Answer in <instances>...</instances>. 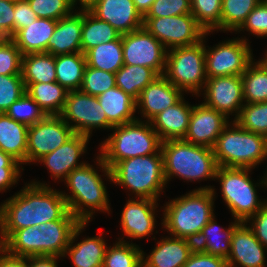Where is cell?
<instances>
[{"label": "cell", "instance_id": "1", "mask_svg": "<svg viewBox=\"0 0 267 267\" xmlns=\"http://www.w3.org/2000/svg\"><path fill=\"white\" fill-rule=\"evenodd\" d=\"M69 211L61 191L49 183L25 184L15 195L0 204V233L3 242L16 230L60 220Z\"/></svg>", "mask_w": 267, "mask_h": 267}, {"label": "cell", "instance_id": "2", "mask_svg": "<svg viewBox=\"0 0 267 267\" xmlns=\"http://www.w3.org/2000/svg\"><path fill=\"white\" fill-rule=\"evenodd\" d=\"M96 159V164L101 172L99 175L93 165L86 162L83 166L72 170L63 180L70 192L61 191L66 199L69 211L81 222L90 223L95 212L102 211L110 214L109 195L103 178L112 183L111 170L105 165L101 156ZM71 193V194H70Z\"/></svg>", "mask_w": 267, "mask_h": 267}, {"label": "cell", "instance_id": "3", "mask_svg": "<svg viewBox=\"0 0 267 267\" xmlns=\"http://www.w3.org/2000/svg\"><path fill=\"white\" fill-rule=\"evenodd\" d=\"M214 186L198 187L183 196L165 203L162 228L170 236L195 242L202 228L212 219L216 188Z\"/></svg>", "mask_w": 267, "mask_h": 267}, {"label": "cell", "instance_id": "4", "mask_svg": "<svg viewBox=\"0 0 267 267\" xmlns=\"http://www.w3.org/2000/svg\"><path fill=\"white\" fill-rule=\"evenodd\" d=\"M111 130L99 145V155L109 169L122 160L162 153V141L150 122L136 119Z\"/></svg>", "mask_w": 267, "mask_h": 267}, {"label": "cell", "instance_id": "5", "mask_svg": "<svg viewBox=\"0 0 267 267\" xmlns=\"http://www.w3.org/2000/svg\"><path fill=\"white\" fill-rule=\"evenodd\" d=\"M161 151L166 183L174 177L188 182L215 181L218 165L212 148L179 139L163 141Z\"/></svg>", "mask_w": 267, "mask_h": 267}, {"label": "cell", "instance_id": "6", "mask_svg": "<svg viewBox=\"0 0 267 267\" xmlns=\"http://www.w3.org/2000/svg\"><path fill=\"white\" fill-rule=\"evenodd\" d=\"M112 182L131 192L133 198L159 201L167 188L162 153L119 161L111 169Z\"/></svg>", "mask_w": 267, "mask_h": 267}, {"label": "cell", "instance_id": "7", "mask_svg": "<svg viewBox=\"0 0 267 267\" xmlns=\"http://www.w3.org/2000/svg\"><path fill=\"white\" fill-rule=\"evenodd\" d=\"M254 169L237 167H220L216 170L215 180L220 183L222 198L232 213L233 219L246 222L254 216L267 201L259 199L257 187L267 188V172L261 180L253 182L250 173ZM263 186V187H262Z\"/></svg>", "mask_w": 267, "mask_h": 267}, {"label": "cell", "instance_id": "8", "mask_svg": "<svg viewBox=\"0 0 267 267\" xmlns=\"http://www.w3.org/2000/svg\"><path fill=\"white\" fill-rule=\"evenodd\" d=\"M213 151L220 167L255 169L267 161V138L231 121L219 135Z\"/></svg>", "mask_w": 267, "mask_h": 267}, {"label": "cell", "instance_id": "9", "mask_svg": "<svg viewBox=\"0 0 267 267\" xmlns=\"http://www.w3.org/2000/svg\"><path fill=\"white\" fill-rule=\"evenodd\" d=\"M164 76L184 93L198 96L207 80L204 37L196 45L168 50Z\"/></svg>", "mask_w": 267, "mask_h": 267}, {"label": "cell", "instance_id": "10", "mask_svg": "<svg viewBox=\"0 0 267 267\" xmlns=\"http://www.w3.org/2000/svg\"><path fill=\"white\" fill-rule=\"evenodd\" d=\"M210 33L213 32H206L204 35L206 77L241 76L254 59L249 40L245 36L233 37L211 48L206 46L205 40Z\"/></svg>", "mask_w": 267, "mask_h": 267}, {"label": "cell", "instance_id": "11", "mask_svg": "<svg viewBox=\"0 0 267 267\" xmlns=\"http://www.w3.org/2000/svg\"><path fill=\"white\" fill-rule=\"evenodd\" d=\"M59 116L74 133L91 137L94 129L111 130L114 126L107 120L104 109L96 96L80 90L69 91Z\"/></svg>", "mask_w": 267, "mask_h": 267}, {"label": "cell", "instance_id": "12", "mask_svg": "<svg viewBox=\"0 0 267 267\" xmlns=\"http://www.w3.org/2000/svg\"><path fill=\"white\" fill-rule=\"evenodd\" d=\"M143 27L160 41L167 51L196 45L206 33L192 14L143 18Z\"/></svg>", "mask_w": 267, "mask_h": 267}, {"label": "cell", "instance_id": "13", "mask_svg": "<svg viewBox=\"0 0 267 267\" xmlns=\"http://www.w3.org/2000/svg\"><path fill=\"white\" fill-rule=\"evenodd\" d=\"M73 129L59 116L46 115L28 126L26 164L37 163L74 135Z\"/></svg>", "mask_w": 267, "mask_h": 267}, {"label": "cell", "instance_id": "14", "mask_svg": "<svg viewBox=\"0 0 267 267\" xmlns=\"http://www.w3.org/2000/svg\"><path fill=\"white\" fill-rule=\"evenodd\" d=\"M124 65H140L164 75L167 50L146 28L122 35Z\"/></svg>", "mask_w": 267, "mask_h": 267}, {"label": "cell", "instance_id": "15", "mask_svg": "<svg viewBox=\"0 0 267 267\" xmlns=\"http://www.w3.org/2000/svg\"><path fill=\"white\" fill-rule=\"evenodd\" d=\"M204 91L199 93L204 97L202 103L225 115L228 119L234 116L235 121L243 107V89L241 76H220L207 78ZM204 92V93H203ZM235 113V114H234Z\"/></svg>", "mask_w": 267, "mask_h": 267}, {"label": "cell", "instance_id": "16", "mask_svg": "<svg viewBox=\"0 0 267 267\" xmlns=\"http://www.w3.org/2000/svg\"><path fill=\"white\" fill-rule=\"evenodd\" d=\"M158 201L148 198H129L123 207L120 225L123 238L143 239L155 234ZM156 211V212H155Z\"/></svg>", "mask_w": 267, "mask_h": 267}, {"label": "cell", "instance_id": "17", "mask_svg": "<svg viewBox=\"0 0 267 267\" xmlns=\"http://www.w3.org/2000/svg\"><path fill=\"white\" fill-rule=\"evenodd\" d=\"M232 119L203 103L193 106L184 141L212 148L224 128Z\"/></svg>", "mask_w": 267, "mask_h": 267}, {"label": "cell", "instance_id": "18", "mask_svg": "<svg viewBox=\"0 0 267 267\" xmlns=\"http://www.w3.org/2000/svg\"><path fill=\"white\" fill-rule=\"evenodd\" d=\"M184 92L175 87L164 75H159L148 84L140 93L136 100V110L145 121L150 122L159 113L175 105ZM140 109V110H139Z\"/></svg>", "mask_w": 267, "mask_h": 267}, {"label": "cell", "instance_id": "19", "mask_svg": "<svg viewBox=\"0 0 267 267\" xmlns=\"http://www.w3.org/2000/svg\"><path fill=\"white\" fill-rule=\"evenodd\" d=\"M265 248L246 222H240L232 233L228 267H267Z\"/></svg>", "mask_w": 267, "mask_h": 267}, {"label": "cell", "instance_id": "20", "mask_svg": "<svg viewBox=\"0 0 267 267\" xmlns=\"http://www.w3.org/2000/svg\"><path fill=\"white\" fill-rule=\"evenodd\" d=\"M89 139L91 138L86 135L75 133L63 145L37 162L38 164H43L49 170L53 180H61L63 182L72 170L86 163L85 161H78L86 153Z\"/></svg>", "mask_w": 267, "mask_h": 267}, {"label": "cell", "instance_id": "21", "mask_svg": "<svg viewBox=\"0 0 267 267\" xmlns=\"http://www.w3.org/2000/svg\"><path fill=\"white\" fill-rule=\"evenodd\" d=\"M88 10L108 22L121 35L143 27V17L133 0H97Z\"/></svg>", "mask_w": 267, "mask_h": 267}, {"label": "cell", "instance_id": "22", "mask_svg": "<svg viewBox=\"0 0 267 267\" xmlns=\"http://www.w3.org/2000/svg\"><path fill=\"white\" fill-rule=\"evenodd\" d=\"M194 249L195 244L191 240L162 237L150 254L146 255L142 250V267H183Z\"/></svg>", "mask_w": 267, "mask_h": 267}, {"label": "cell", "instance_id": "23", "mask_svg": "<svg viewBox=\"0 0 267 267\" xmlns=\"http://www.w3.org/2000/svg\"><path fill=\"white\" fill-rule=\"evenodd\" d=\"M87 224L80 223L74 229L63 258L68 256L74 267H102L108 246L105 238L102 237V232L99 236L84 237L83 240L75 243Z\"/></svg>", "mask_w": 267, "mask_h": 267}, {"label": "cell", "instance_id": "24", "mask_svg": "<svg viewBox=\"0 0 267 267\" xmlns=\"http://www.w3.org/2000/svg\"><path fill=\"white\" fill-rule=\"evenodd\" d=\"M81 222L68 211L60 220L38 225L41 238V255L63 258L74 229Z\"/></svg>", "mask_w": 267, "mask_h": 267}, {"label": "cell", "instance_id": "25", "mask_svg": "<svg viewBox=\"0 0 267 267\" xmlns=\"http://www.w3.org/2000/svg\"><path fill=\"white\" fill-rule=\"evenodd\" d=\"M83 10L76 9L57 21L53 35L48 42V52L53 56L81 52Z\"/></svg>", "mask_w": 267, "mask_h": 267}, {"label": "cell", "instance_id": "26", "mask_svg": "<svg viewBox=\"0 0 267 267\" xmlns=\"http://www.w3.org/2000/svg\"><path fill=\"white\" fill-rule=\"evenodd\" d=\"M194 105L184 96L173 106L159 113L150 123L161 141L184 139Z\"/></svg>", "mask_w": 267, "mask_h": 267}, {"label": "cell", "instance_id": "27", "mask_svg": "<svg viewBox=\"0 0 267 267\" xmlns=\"http://www.w3.org/2000/svg\"><path fill=\"white\" fill-rule=\"evenodd\" d=\"M57 21L37 18L30 25L20 29L11 39L22 55L48 52V42L53 35Z\"/></svg>", "mask_w": 267, "mask_h": 267}, {"label": "cell", "instance_id": "28", "mask_svg": "<svg viewBox=\"0 0 267 267\" xmlns=\"http://www.w3.org/2000/svg\"><path fill=\"white\" fill-rule=\"evenodd\" d=\"M215 217L216 216L214 215L202 228L199 237L194 242L195 248L207 254L227 260V257L230 254L232 233L240 221L234 220V222H231L228 225V228H223L217 224Z\"/></svg>", "mask_w": 267, "mask_h": 267}, {"label": "cell", "instance_id": "29", "mask_svg": "<svg viewBox=\"0 0 267 267\" xmlns=\"http://www.w3.org/2000/svg\"><path fill=\"white\" fill-rule=\"evenodd\" d=\"M107 120L113 125H123L135 121L136 100L117 86L97 96Z\"/></svg>", "mask_w": 267, "mask_h": 267}, {"label": "cell", "instance_id": "30", "mask_svg": "<svg viewBox=\"0 0 267 267\" xmlns=\"http://www.w3.org/2000/svg\"><path fill=\"white\" fill-rule=\"evenodd\" d=\"M28 126L0 113V150L26 165Z\"/></svg>", "mask_w": 267, "mask_h": 267}, {"label": "cell", "instance_id": "31", "mask_svg": "<svg viewBox=\"0 0 267 267\" xmlns=\"http://www.w3.org/2000/svg\"><path fill=\"white\" fill-rule=\"evenodd\" d=\"M21 75L25 84L56 82L55 56L47 52L23 55Z\"/></svg>", "mask_w": 267, "mask_h": 267}, {"label": "cell", "instance_id": "32", "mask_svg": "<svg viewBox=\"0 0 267 267\" xmlns=\"http://www.w3.org/2000/svg\"><path fill=\"white\" fill-rule=\"evenodd\" d=\"M86 65L82 52L55 56L56 82L68 92L79 90Z\"/></svg>", "mask_w": 267, "mask_h": 267}, {"label": "cell", "instance_id": "33", "mask_svg": "<svg viewBox=\"0 0 267 267\" xmlns=\"http://www.w3.org/2000/svg\"><path fill=\"white\" fill-rule=\"evenodd\" d=\"M26 93L46 115H59L68 91L57 82L25 84Z\"/></svg>", "mask_w": 267, "mask_h": 267}, {"label": "cell", "instance_id": "34", "mask_svg": "<svg viewBox=\"0 0 267 267\" xmlns=\"http://www.w3.org/2000/svg\"><path fill=\"white\" fill-rule=\"evenodd\" d=\"M85 56L87 66L115 74L124 65L122 35L89 49Z\"/></svg>", "mask_w": 267, "mask_h": 267}, {"label": "cell", "instance_id": "35", "mask_svg": "<svg viewBox=\"0 0 267 267\" xmlns=\"http://www.w3.org/2000/svg\"><path fill=\"white\" fill-rule=\"evenodd\" d=\"M253 59L241 75L245 104L267 102V65Z\"/></svg>", "mask_w": 267, "mask_h": 267}, {"label": "cell", "instance_id": "36", "mask_svg": "<svg viewBox=\"0 0 267 267\" xmlns=\"http://www.w3.org/2000/svg\"><path fill=\"white\" fill-rule=\"evenodd\" d=\"M120 35L108 22L100 20L89 10H83L81 32V52L83 54L99 44L116 40Z\"/></svg>", "mask_w": 267, "mask_h": 267}, {"label": "cell", "instance_id": "37", "mask_svg": "<svg viewBox=\"0 0 267 267\" xmlns=\"http://www.w3.org/2000/svg\"><path fill=\"white\" fill-rule=\"evenodd\" d=\"M159 75L151 68L140 65H123L115 73L116 86L135 100L141 91Z\"/></svg>", "mask_w": 267, "mask_h": 267}, {"label": "cell", "instance_id": "38", "mask_svg": "<svg viewBox=\"0 0 267 267\" xmlns=\"http://www.w3.org/2000/svg\"><path fill=\"white\" fill-rule=\"evenodd\" d=\"M4 249L15 256H41L40 229L37 225L14 231L4 242Z\"/></svg>", "mask_w": 267, "mask_h": 267}, {"label": "cell", "instance_id": "39", "mask_svg": "<svg viewBox=\"0 0 267 267\" xmlns=\"http://www.w3.org/2000/svg\"><path fill=\"white\" fill-rule=\"evenodd\" d=\"M107 246L102 267H142V249L136 243L117 238Z\"/></svg>", "mask_w": 267, "mask_h": 267}, {"label": "cell", "instance_id": "40", "mask_svg": "<svg viewBox=\"0 0 267 267\" xmlns=\"http://www.w3.org/2000/svg\"><path fill=\"white\" fill-rule=\"evenodd\" d=\"M261 0H222L221 31L236 33Z\"/></svg>", "mask_w": 267, "mask_h": 267}, {"label": "cell", "instance_id": "41", "mask_svg": "<svg viewBox=\"0 0 267 267\" xmlns=\"http://www.w3.org/2000/svg\"><path fill=\"white\" fill-rule=\"evenodd\" d=\"M222 0H191V14L206 32L221 31Z\"/></svg>", "mask_w": 267, "mask_h": 267}, {"label": "cell", "instance_id": "42", "mask_svg": "<svg viewBox=\"0 0 267 267\" xmlns=\"http://www.w3.org/2000/svg\"><path fill=\"white\" fill-rule=\"evenodd\" d=\"M235 121L243 129L267 138V102L244 104Z\"/></svg>", "mask_w": 267, "mask_h": 267}, {"label": "cell", "instance_id": "43", "mask_svg": "<svg viewBox=\"0 0 267 267\" xmlns=\"http://www.w3.org/2000/svg\"><path fill=\"white\" fill-rule=\"evenodd\" d=\"M116 86L115 74L86 65L80 91L98 96Z\"/></svg>", "mask_w": 267, "mask_h": 267}, {"label": "cell", "instance_id": "44", "mask_svg": "<svg viewBox=\"0 0 267 267\" xmlns=\"http://www.w3.org/2000/svg\"><path fill=\"white\" fill-rule=\"evenodd\" d=\"M6 114L17 122L31 126L42 120L46 114L36 104V102L25 93L20 99L15 101Z\"/></svg>", "mask_w": 267, "mask_h": 267}, {"label": "cell", "instance_id": "45", "mask_svg": "<svg viewBox=\"0 0 267 267\" xmlns=\"http://www.w3.org/2000/svg\"><path fill=\"white\" fill-rule=\"evenodd\" d=\"M26 93L22 75H0V113H6L10 106Z\"/></svg>", "mask_w": 267, "mask_h": 267}, {"label": "cell", "instance_id": "46", "mask_svg": "<svg viewBox=\"0 0 267 267\" xmlns=\"http://www.w3.org/2000/svg\"><path fill=\"white\" fill-rule=\"evenodd\" d=\"M28 2L38 18L58 21L74 11L69 0H28Z\"/></svg>", "mask_w": 267, "mask_h": 267}, {"label": "cell", "instance_id": "47", "mask_svg": "<svg viewBox=\"0 0 267 267\" xmlns=\"http://www.w3.org/2000/svg\"><path fill=\"white\" fill-rule=\"evenodd\" d=\"M22 56L11 38L0 39V75L21 74Z\"/></svg>", "mask_w": 267, "mask_h": 267}, {"label": "cell", "instance_id": "48", "mask_svg": "<svg viewBox=\"0 0 267 267\" xmlns=\"http://www.w3.org/2000/svg\"><path fill=\"white\" fill-rule=\"evenodd\" d=\"M191 14V0H155L143 18Z\"/></svg>", "mask_w": 267, "mask_h": 267}, {"label": "cell", "instance_id": "49", "mask_svg": "<svg viewBox=\"0 0 267 267\" xmlns=\"http://www.w3.org/2000/svg\"><path fill=\"white\" fill-rule=\"evenodd\" d=\"M21 166L9 154L0 150V193L18 184L19 178L22 176L21 171L24 170V167Z\"/></svg>", "mask_w": 267, "mask_h": 267}, {"label": "cell", "instance_id": "50", "mask_svg": "<svg viewBox=\"0 0 267 267\" xmlns=\"http://www.w3.org/2000/svg\"><path fill=\"white\" fill-rule=\"evenodd\" d=\"M247 31L253 36L260 38L267 37V4L260 1V3L249 13L246 21L236 31Z\"/></svg>", "mask_w": 267, "mask_h": 267}, {"label": "cell", "instance_id": "51", "mask_svg": "<svg viewBox=\"0 0 267 267\" xmlns=\"http://www.w3.org/2000/svg\"><path fill=\"white\" fill-rule=\"evenodd\" d=\"M15 0H0V39L14 36Z\"/></svg>", "mask_w": 267, "mask_h": 267}, {"label": "cell", "instance_id": "52", "mask_svg": "<svg viewBox=\"0 0 267 267\" xmlns=\"http://www.w3.org/2000/svg\"><path fill=\"white\" fill-rule=\"evenodd\" d=\"M14 35L22 28L30 25L38 17L31 9L28 0H15L14 5Z\"/></svg>", "mask_w": 267, "mask_h": 267}, {"label": "cell", "instance_id": "53", "mask_svg": "<svg viewBox=\"0 0 267 267\" xmlns=\"http://www.w3.org/2000/svg\"><path fill=\"white\" fill-rule=\"evenodd\" d=\"M183 267H228L224 258L194 249Z\"/></svg>", "mask_w": 267, "mask_h": 267}, {"label": "cell", "instance_id": "54", "mask_svg": "<svg viewBox=\"0 0 267 267\" xmlns=\"http://www.w3.org/2000/svg\"><path fill=\"white\" fill-rule=\"evenodd\" d=\"M246 223L252 229L259 242L267 248V201L254 216L246 221Z\"/></svg>", "mask_w": 267, "mask_h": 267}, {"label": "cell", "instance_id": "55", "mask_svg": "<svg viewBox=\"0 0 267 267\" xmlns=\"http://www.w3.org/2000/svg\"><path fill=\"white\" fill-rule=\"evenodd\" d=\"M0 267H28V257L15 256L3 249L0 252Z\"/></svg>", "mask_w": 267, "mask_h": 267}, {"label": "cell", "instance_id": "56", "mask_svg": "<svg viewBox=\"0 0 267 267\" xmlns=\"http://www.w3.org/2000/svg\"><path fill=\"white\" fill-rule=\"evenodd\" d=\"M57 256H28V267H58Z\"/></svg>", "mask_w": 267, "mask_h": 267}, {"label": "cell", "instance_id": "57", "mask_svg": "<svg viewBox=\"0 0 267 267\" xmlns=\"http://www.w3.org/2000/svg\"><path fill=\"white\" fill-rule=\"evenodd\" d=\"M155 0H133L135 8L144 17Z\"/></svg>", "mask_w": 267, "mask_h": 267}, {"label": "cell", "instance_id": "58", "mask_svg": "<svg viewBox=\"0 0 267 267\" xmlns=\"http://www.w3.org/2000/svg\"><path fill=\"white\" fill-rule=\"evenodd\" d=\"M71 6L75 9L77 3L80 4L78 10H88L97 0H69Z\"/></svg>", "mask_w": 267, "mask_h": 267}, {"label": "cell", "instance_id": "59", "mask_svg": "<svg viewBox=\"0 0 267 267\" xmlns=\"http://www.w3.org/2000/svg\"><path fill=\"white\" fill-rule=\"evenodd\" d=\"M4 249V243L1 237V233H0V252Z\"/></svg>", "mask_w": 267, "mask_h": 267}, {"label": "cell", "instance_id": "60", "mask_svg": "<svg viewBox=\"0 0 267 267\" xmlns=\"http://www.w3.org/2000/svg\"><path fill=\"white\" fill-rule=\"evenodd\" d=\"M261 60L267 65V50L265 52V56L261 58Z\"/></svg>", "mask_w": 267, "mask_h": 267}]
</instances>
